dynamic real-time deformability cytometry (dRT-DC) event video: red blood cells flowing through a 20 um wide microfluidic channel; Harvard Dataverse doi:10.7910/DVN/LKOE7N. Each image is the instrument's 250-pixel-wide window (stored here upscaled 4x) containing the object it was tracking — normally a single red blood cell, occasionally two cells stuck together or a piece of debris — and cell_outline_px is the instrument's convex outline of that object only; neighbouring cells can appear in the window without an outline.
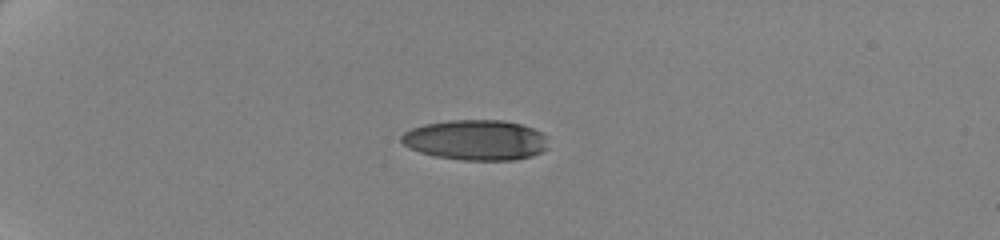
{"species": "human", "species_latin": "Homo sapiens", "temperature_condition": "cold", "stored_images_in_passage": 44, "camera_frame_rate_fps": 3000, "um_per_image_px": 0.085, "donor": {"sex": "female"}, "frame": {"image": 1, "passage_image": 1, "time_ms": 0.0, "image_size_px": [1000, 240], "cell_outline_px": [[548, 148], [532, 156], [516, 160], [460, 160], [436, 156], [420, 152], [408, 148], [400, 140], [400, 136], [404, 132], [412, 128], [424, 124], [448, 120], [504, 120], [520, 124], [532, 128], [548, 136]], "centroid_in_image_um": [40.46, 11.9], "position_along_channel_um": 44.5, "area_um2": 34.8}}
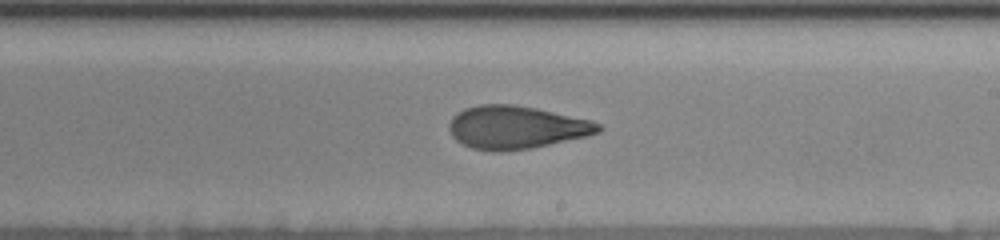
{"frame": {"image": 2, "passage_image": 23, "time_ms": 7.333, "image_size_px": [1000, 240], "cell_outline_px": [[604, 128], [600, 132], [588, 136], [532, 148], [500, 152], [492, 152], [472, 148], [456, 140], [452, 136], [448, 128], [448, 124], [452, 116], [464, 108], [480, 104], [512, 104], [536, 108], [592, 120], [600, 124]], "centroid_in_image_um": [43.88, 10.83], "position_along_channel_um": 245.1, "area_um2": 37.74}}
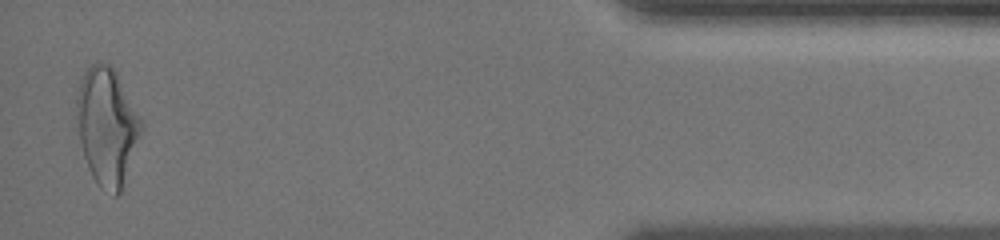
{"frame": {"image": 3, "passage_image": 43, "time_ms": 14.0, "image_size_px": [1000, 240], "cell_outline_px": [[144, 124], [120, 192], [116, 196], [100, 188], [92, 176], [88, 168], [84, 156], [80, 140], [76, 104], [76, 96], [80, 80], [84, 72], [92, 64], [108, 64], [116, 72], [144, 120]], "centroid_in_image_um": [9.11, 10.72], "position_along_channel_um": 426.1, "area_um2": 43.75}, "authors_computed_cell_mechanics": {"area_um2": 37.3677, "velocity_mm_per_s": 3.5181, "shape_relaxation_time_tau1_ms": 5.6733, "shape_relaxation_time_tau2_ms": 1.3749, "deformation_change_tau1": 0.1978, "deformation_change_tau2": 0.0893}}